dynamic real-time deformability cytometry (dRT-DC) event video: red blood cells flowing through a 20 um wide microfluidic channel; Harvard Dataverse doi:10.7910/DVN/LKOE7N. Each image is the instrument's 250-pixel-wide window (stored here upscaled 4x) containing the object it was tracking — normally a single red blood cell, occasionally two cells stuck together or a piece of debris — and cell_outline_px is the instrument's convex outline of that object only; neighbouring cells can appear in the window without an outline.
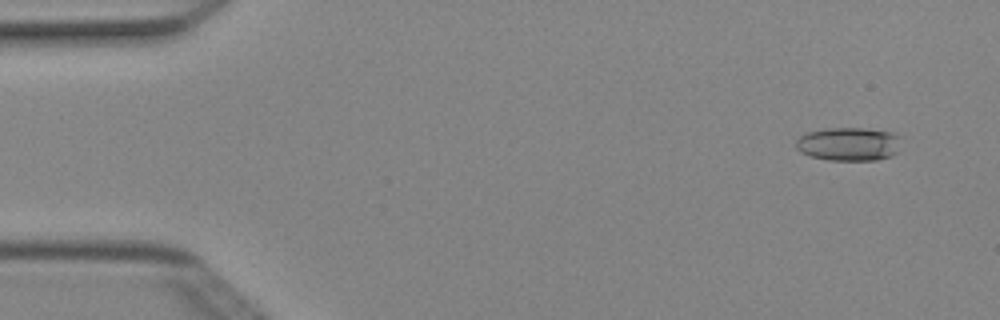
{"species": "Egyptian fruit bat (a non-hibernating species)", "species_latin": "Rousettus aegyptiacus", "temperature_condition": "cold", "stored_images_in_passage": 4, "camera_frame_rate_fps": 3000, "um_per_image_px": 0.085, "animal": {"sex": "female"}, "frame": {"image": 1, "passage_image": 1, "time_ms": 0.0, "image_size_px": [1000, 320], "cell_outline_px": [[900, 136], [896, 152], [892, 156], [876, 160], [828, 160], [808, 156], [800, 152], [796, 148], [796, 140], [800, 136], [808, 132], [824, 128], [868, 128], [888, 132]], "centroid_in_image_um": [72.09, 12.24], "position_along_channel_um": 12.9, "area_um2": 20.58}}
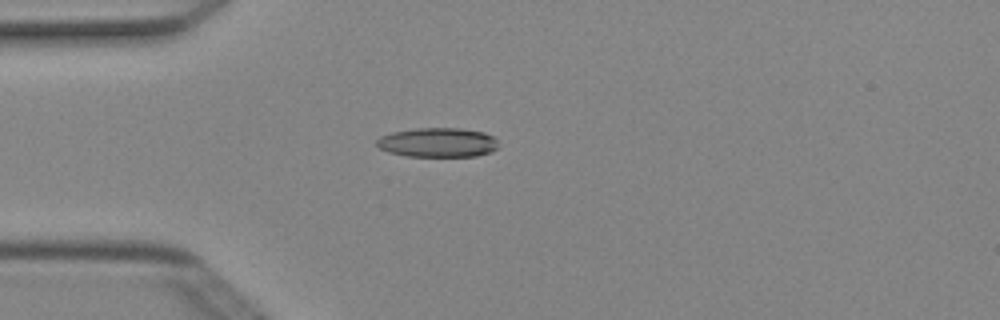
{"frame": {"image": 2, "passage_image": 4, "time_ms": 1.0, "image_size_px": [1000, 320], "cell_outline_px": [[496, 148], [492, 152], [476, 156], [408, 156], [388, 152], [380, 148], [376, 144], [376, 140], [380, 136], [392, 132], [416, 128], [460, 128], [484, 132], [492, 136], [496, 140]], "centroid_in_image_um": [37.19, 12.1], "position_along_channel_um": 47.8, "area_um2": 20.81}}